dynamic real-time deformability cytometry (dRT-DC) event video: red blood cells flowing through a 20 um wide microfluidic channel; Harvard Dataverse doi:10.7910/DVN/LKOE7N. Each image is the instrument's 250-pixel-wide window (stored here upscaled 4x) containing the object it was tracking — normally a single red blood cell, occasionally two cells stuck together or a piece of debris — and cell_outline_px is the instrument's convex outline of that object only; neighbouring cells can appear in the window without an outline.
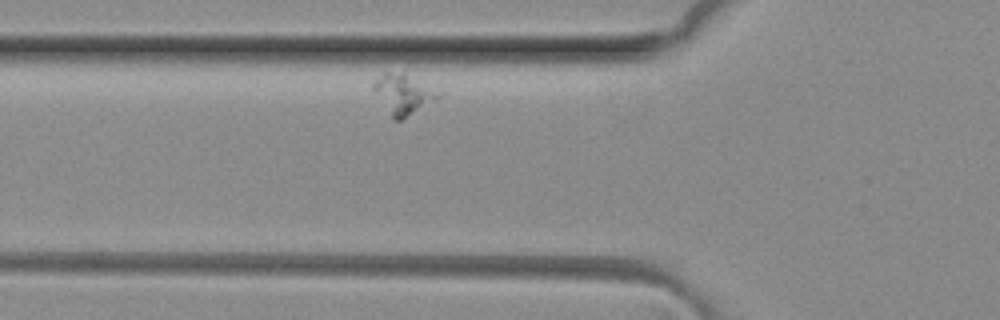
{"species": "common noctule bat (a hibernating species)", "species_latin": "Nyctalus noctula", "temperature_condition": "room temperature", "stored_images_in_passage": 6, "camera_frame_rate_fps": 3000, "um_per_image_px": 0.085, "animal": {"sex": "female", "body_mass_g": 29.2, "forearm_length_mm": 56.3}, "frame": {"image": 1, "passage_image": 6, "time_ms": 1.667, "image_size_px": [1000, 320], "cell_outline_px": [[444, 92], [440, 96], [400, 120], [392, 120], [372, 88], [372, 84], [384, 72], [404, 72]], "centroid_in_image_um": [34.28, 7.97], "position_along_channel_um": 91.5, "area_um2": 15.03}}